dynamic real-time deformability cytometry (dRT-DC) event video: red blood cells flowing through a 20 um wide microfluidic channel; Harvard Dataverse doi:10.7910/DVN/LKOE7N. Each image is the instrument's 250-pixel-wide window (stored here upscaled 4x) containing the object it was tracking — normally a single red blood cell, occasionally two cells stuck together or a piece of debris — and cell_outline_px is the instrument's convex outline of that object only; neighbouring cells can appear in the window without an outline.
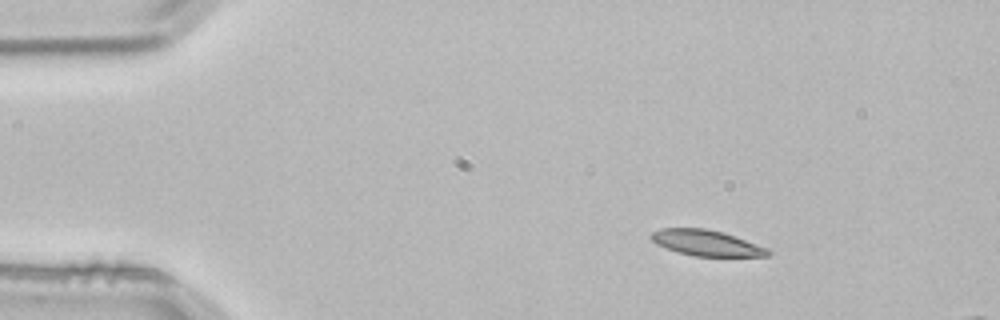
{"species": "common noctule bat (a hibernating species)", "species_latin": "Nyctalus noctula", "temperature_condition": "room temperature", "stored_images_in_passage": 3, "camera_frame_rate_fps": 3000, "um_per_image_px": 0.085, "animal": {"sex": "male", "body_mass_g": 21.5, "forearm_length_mm": 52.0}, "frame": {"image": 1, "passage_image": 1, "time_ms": 0.0, "image_size_px": [1000, 320], "cell_outline_px": [[772, 252], [768, 256], [692, 256], [676, 252], [656, 244], [648, 236], [652, 232], [660, 228], [704, 228], [724, 232], [768, 248]], "centroid_in_image_um": [60.02, 20.65], "position_along_channel_um": 25.0, "area_um2": 17.69}}